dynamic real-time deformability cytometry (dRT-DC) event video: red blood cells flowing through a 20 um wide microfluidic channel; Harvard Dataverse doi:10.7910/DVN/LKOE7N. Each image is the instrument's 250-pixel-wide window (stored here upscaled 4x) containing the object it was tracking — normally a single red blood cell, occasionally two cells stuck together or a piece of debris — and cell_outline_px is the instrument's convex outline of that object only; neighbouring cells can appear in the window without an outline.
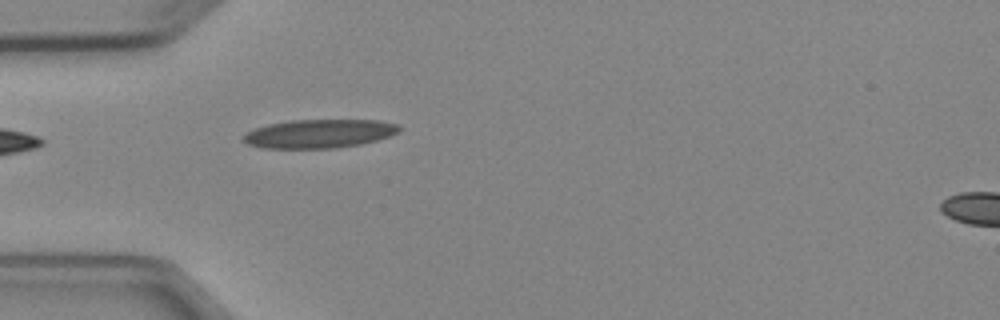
{"species": "Egyptian fruit bat (a non-hibernating species)", "species_latin": "Rousettus aegyptiacus", "temperature_condition": "cold", "stored_images_in_passage": 4, "segment_of_instrument_passage": [1, 2], "camera_frame_rate_fps": 3000, "um_per_image_px": 0.085, "animal": {"sex": "female"}, "frame": {"image": 1, "passage_image": 3, "time_ms": 2.333, "image_size_px": [1000, 320], "cell_outline_px": [[400, 132], [376, 140], [360, 144], [336, 148], [264, 148], [248, 144], [244, 140], [244, 136], [248, 132], [256, 128], [268, 124], [292, 120], [380, 120], [400, 124]], "centroid_in_image_um": [27.19, 11.35], "position_along_channel_um": 57.8, "area_um2": 25.89}}